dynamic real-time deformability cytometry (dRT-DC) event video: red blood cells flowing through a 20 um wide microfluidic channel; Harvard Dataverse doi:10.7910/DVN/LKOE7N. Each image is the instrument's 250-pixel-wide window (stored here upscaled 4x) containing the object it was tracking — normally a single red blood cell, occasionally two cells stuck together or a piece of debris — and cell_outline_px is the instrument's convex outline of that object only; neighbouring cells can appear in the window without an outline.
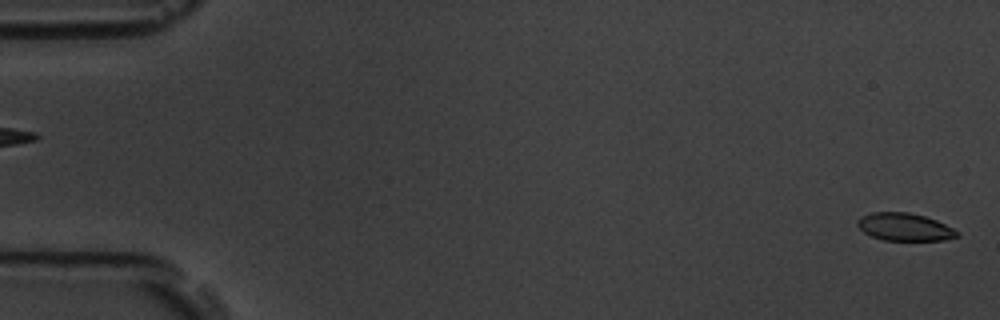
{"species": "common noctule bat (a hibernating species)", "species_latin": "Nyctalus noctula", "temperature_condition": "room temperature", "stored_images_in_passage": 2, "segment_of_instrument_passage": [2, 2], "camera_frame_rate_fps": 3000, "um_per_image_px": 0.085, "animal": {"sex": "male", "body_mass_g": 19.5, "forearm_length_mm": 54.6}, "frame": {"image": 1, "passage_image": 2, "time_ms": 1.333, "image_size_px": [1000, 320], "cell_outline_px": [[960, 236], [944, 240], [884, 240], [872, 236], [864, 232], [856, 224], [856, 220], [860, 216], [872, 212], [908, 212], [924, 216], [936, 220], [960, 232]], "centroid_in_image_um": [76.88, 19.29], "position_along_channel_um": 8.1, "area_um2": 16.07}}